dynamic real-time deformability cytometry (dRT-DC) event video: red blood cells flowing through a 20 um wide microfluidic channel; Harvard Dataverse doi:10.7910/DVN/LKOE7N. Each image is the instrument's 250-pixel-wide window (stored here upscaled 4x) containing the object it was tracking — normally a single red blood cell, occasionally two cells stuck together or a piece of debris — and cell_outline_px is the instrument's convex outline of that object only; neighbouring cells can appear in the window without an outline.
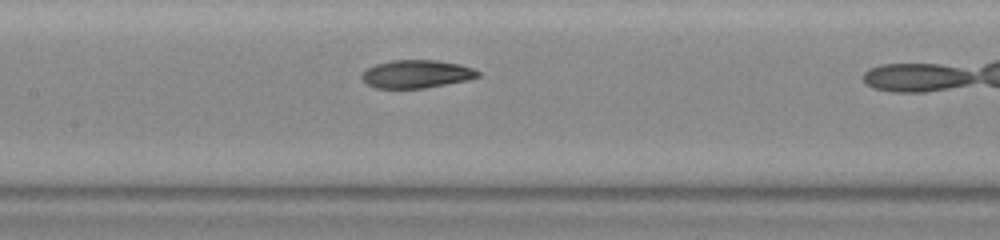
{"species": "common noctule bat (a hibernating species)", "species_latin": "Nyctalus noctula", "temperature_condition": "warm", "stored_images_in_passage": 19, "camera_frame_rate_fps": 3000, "um_per_image_px": 0.085, "animal": {"sex": "female", "body_mass_g": 23.0, "forearm_length_mm": 53.4}, "frame": {"image": 1, "passage_image": 6, "time_ms": 1.667, "image_size_px": [1000, 240], "cell_outline_px": [[480, 76], [468, 80], [424, 88], [376, 88], [368, 84], [360, 76], [368, 68], [376, 64], [392, 60], [436, 60], [460, 64], [472, 68], [480, 72]], "centroid_in_image_um": [35.43, 6.29], "position_along_channel_um": 172.0, "area_um2": 18.84}}